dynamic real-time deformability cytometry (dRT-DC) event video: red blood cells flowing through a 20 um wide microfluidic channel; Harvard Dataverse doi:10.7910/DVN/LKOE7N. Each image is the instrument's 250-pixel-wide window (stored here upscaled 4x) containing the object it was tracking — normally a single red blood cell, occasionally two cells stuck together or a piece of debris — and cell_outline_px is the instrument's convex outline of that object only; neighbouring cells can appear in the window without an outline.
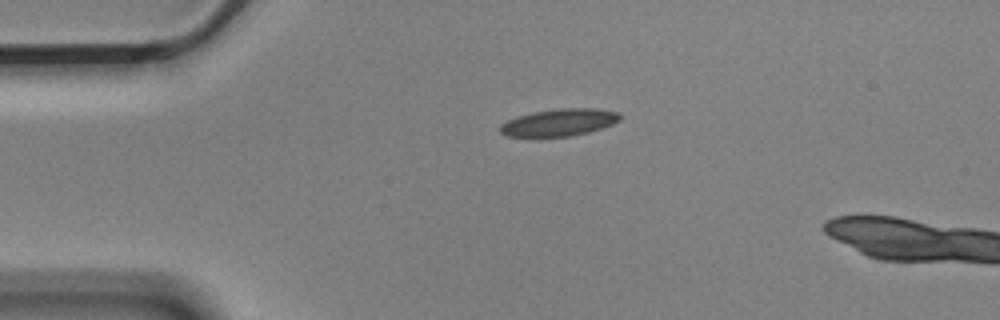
{"species": "Egyptian fruit bat (a non-hibernating species)", "species_latin": "Rousettus aegyptiacus", "temperature_condition": "cold", "stored_images_in_passage": 2, "camera_frame_rate_fps": 3000, "um_per_image_px": 0.085, "animal": {"sex": "male"}, "frame": {"image": 1, "passage_image": 1, "time_ms": 0.0, "image_size_px": [1000, 320], "cell_outline_px": [[620, 120], [612, 124], [588, 132], [572, 136], [536, 140], [504, 136], [500, 132], [500, 124], [508, 120], [532, 112], [560, 108], [596, 108], [620, 112]], "centroid_in_image_um": [47.45, 10.46], "position_along_channel_um": 37.5, "area_um2": 19.83}}